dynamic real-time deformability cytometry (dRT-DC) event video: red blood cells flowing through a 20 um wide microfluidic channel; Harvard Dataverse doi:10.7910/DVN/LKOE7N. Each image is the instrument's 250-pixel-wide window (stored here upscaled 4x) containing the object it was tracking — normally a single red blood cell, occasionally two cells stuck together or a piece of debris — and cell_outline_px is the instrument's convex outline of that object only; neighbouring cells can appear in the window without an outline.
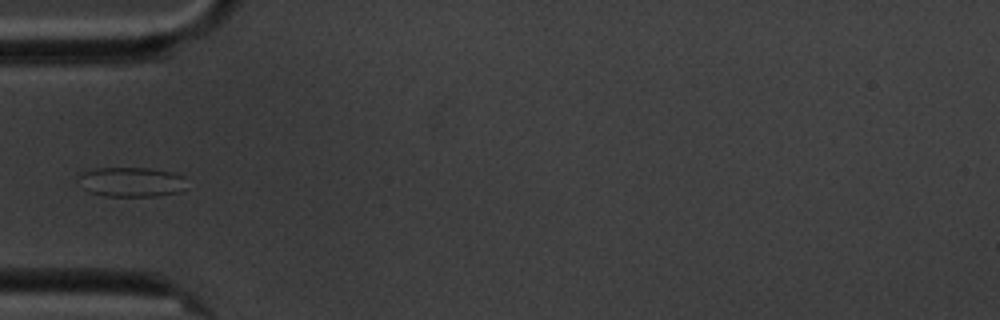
{"species": "common noctule bat (a hibernating species)", "species_latin": "Nyctalus noctula", "temperature_condition": "cold", "stored_images_in_passage": 6, "camera_frame_rate_fps": 3000, "um_per_image_px": 0.085, "animal": {"sex": "male", "body_mass_g": 20.1, "forearm_length_mm": 53.5}, "frame": {"image": 1, "passage_image": 6, "time_ms": 5.667, "image_size_px": [1000, 320], "cell_outline_px": [[184, 188], [180, 192], [156, 196], [104, 196], [88, 192], [84, 188], [80, 176], [84, 172], [96, 168], [152, 168], [172, 172], [184, 176]], "centroid_in_image_um": [11.21, 15.47], "position_along_channel_um": 73.8, "area_um2": 18.55}}